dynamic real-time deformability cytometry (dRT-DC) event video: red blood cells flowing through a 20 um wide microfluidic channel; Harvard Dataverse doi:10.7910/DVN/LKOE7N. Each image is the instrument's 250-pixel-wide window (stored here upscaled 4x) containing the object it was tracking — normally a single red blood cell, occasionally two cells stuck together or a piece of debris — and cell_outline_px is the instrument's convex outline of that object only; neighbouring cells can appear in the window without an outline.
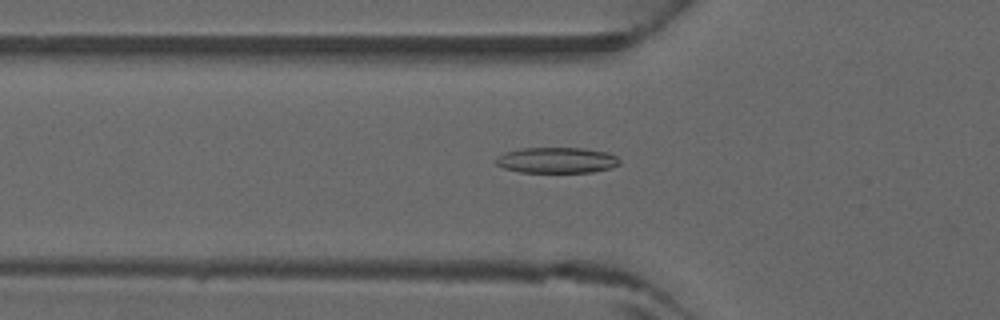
{"species": "common noctule bat (a hibernating species)", "species_latin": "Nyctalus noctula", "temperature_condition": "warm", "stored_images_in_passage": 46, "camera_frame_rate_fps": 3000, "um_per_image_px": 0.085, "animal": {"sex": "male", "forearm_length_mm": 52.5}, "frame": {"image": 1, "passage_image": 16, "time_ms": 5.0, "image_size_px": [1000, 320], "cell_outline_px": [[620, 164], [612, 168], [592, 172], [520, 172], [504, 168], [496, 164], [496, 160], [504, 152], [524, 148], [584, 148], [608, 152], [616, 156], [620, 160]], "centroid_in_image_um": [47.37, 13.62], "position_along_channel_um": 78.4, "area_um2": 18.55}}
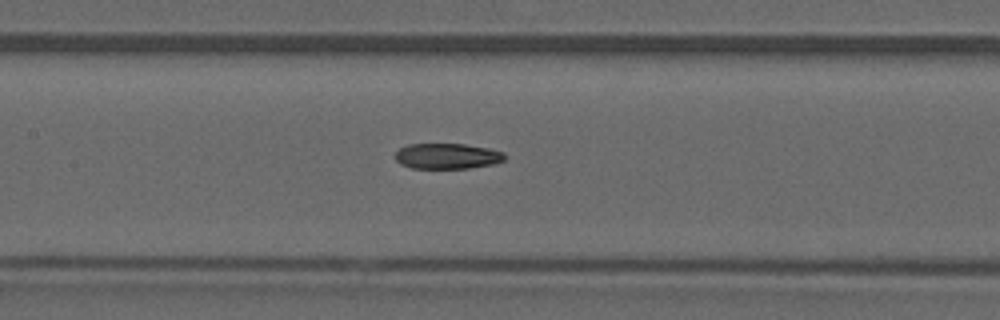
{"frame": {"image": 2, "passage_image": 22, "time_ms": 7.0, "image_size_px": [1000, 320], "cell_outline_px": [[504, 160], [492, 164], [468, 168], [412, 168], [400, 164], [396, 160], [396, 152], [400, 148], [408, 144], [464, 144], [488, 148], [504, 152]], "centroid_in_image_um": [38.0, 13.26], "position_along_channel_um": 169.4, "area_um2": 16.18}}
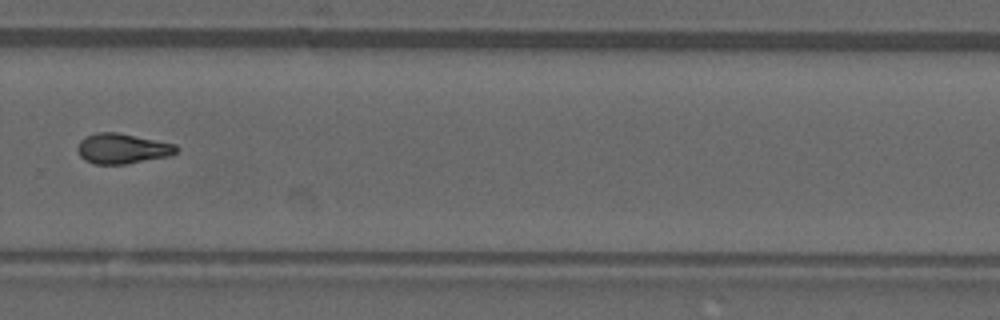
{"frame": {"image": 3, "passage_image": 32, "time_ms": 10.333, "image_size_px": [1000, 320], "cell_outline_px": [[180, 148], [172, 156], [124, 164], [92, 164], [84, 160], [80, 156], [76, 148], [80, 140], [96, 132], [116, 132], [176, 144]], "centroid_in_image_um": [10.4, 12.64], "position_along_channel_um": 319.4, "area_um2": 17.51}}